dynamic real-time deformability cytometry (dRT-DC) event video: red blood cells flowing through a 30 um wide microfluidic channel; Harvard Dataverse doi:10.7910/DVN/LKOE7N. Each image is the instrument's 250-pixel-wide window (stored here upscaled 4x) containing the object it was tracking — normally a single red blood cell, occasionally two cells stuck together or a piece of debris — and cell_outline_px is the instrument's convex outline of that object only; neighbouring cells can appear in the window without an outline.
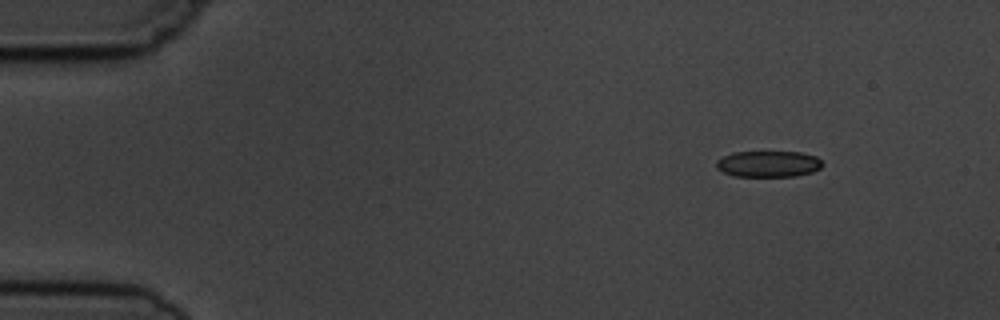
{"species": "common noctule bat (a hibernating species)", "species_latin": "Nyctalus noctula", "temperature_condition": "cold", "stored_images_in_passage": 4, "camera_frame_rate_fps": 3000, "um_per_image_px": 0.085, "animal": {"sex": "male", "body_mass_g": 19.5, "forearm_length_mm": 54.6}, "frame": {"image": 1, "passage_image": 1, "time_ms": 0.0, "image_size_px": [1000, 320], "cell_outline_px": [[824, 164], [820, 168], [812, 172], [796, 176], [732, 176], [716, 168], [716, 160], [732, 152], [800, 152], [816, 156]], "centroid_in_image_um": [65.31, 13.93], "position_along_channel_um": 19.7, "area_um2": 16.24}}
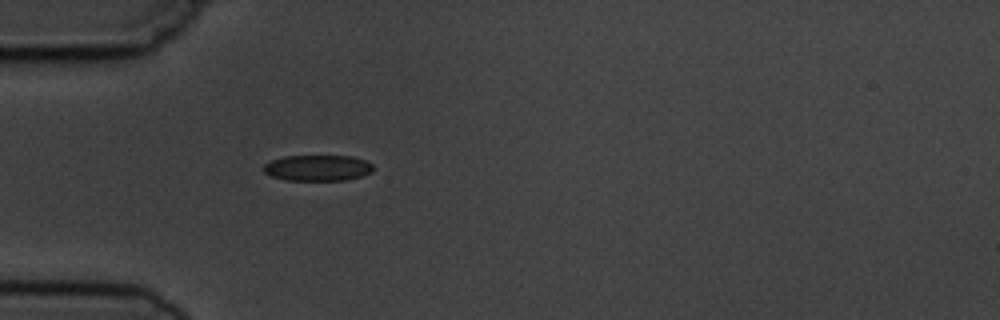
{"frame": {"image": 2, "passage_image": 4, "time_ms": 3.333, "image_size_px": [1000, 320], "cell_outline_px": [[372, 172], [360, 176], [344, 180], [284, 180], [272, 176], [264, 172], [264, 164], [272, 160], [284, 156], [352, 156], [364, 160], [372, 164]], "centroid_in_image_um": [26.98, 14.27], "position_along_channel_um": 58.0, "area_um2": 16.42}}